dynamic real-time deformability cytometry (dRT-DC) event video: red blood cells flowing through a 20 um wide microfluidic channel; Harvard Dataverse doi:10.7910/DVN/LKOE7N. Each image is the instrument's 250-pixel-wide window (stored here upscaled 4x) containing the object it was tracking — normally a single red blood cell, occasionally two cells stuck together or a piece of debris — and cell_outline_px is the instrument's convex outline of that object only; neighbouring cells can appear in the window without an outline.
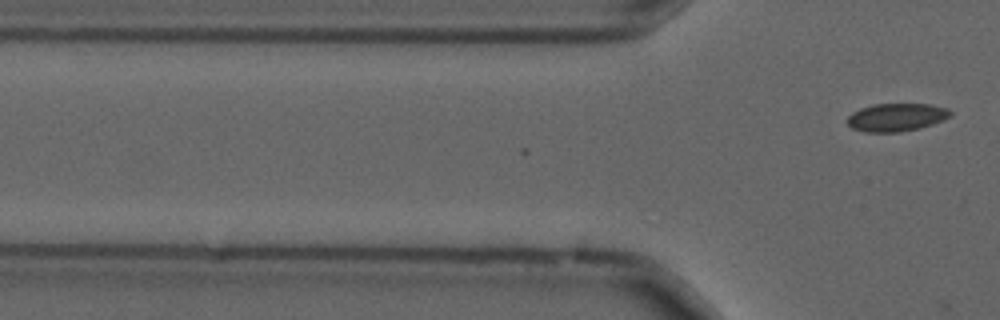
{"species": "common noctule bat (a hibernating species)", "species_latin": "Nyctalus noctula", "temperature_condition": "cold", "stored_images_in_passage": 3, "camera_frame_rate_fps": 3000, "um_per_image_px": 0.085, "animal": {"sex": "male", "forearm_length_mm": 52.5}, "frame": {"image": 1, "passage_image": 3, "time_ms": 0.667, "image_size_px": [1000, 320], "cell_outline_px": [[952, 116], [932, 124], [920, 128], [900, 132], [864, 132], [852, 128], [848, 124], [848, 116], [852, 112], [860, 108], [872, 104], [932, 104], [948, 108], [952, 112]], "centroid_in_image_um": [76.21, 9.96], "position_along_channel_um": 49.6, "area_um2": 16.94}}